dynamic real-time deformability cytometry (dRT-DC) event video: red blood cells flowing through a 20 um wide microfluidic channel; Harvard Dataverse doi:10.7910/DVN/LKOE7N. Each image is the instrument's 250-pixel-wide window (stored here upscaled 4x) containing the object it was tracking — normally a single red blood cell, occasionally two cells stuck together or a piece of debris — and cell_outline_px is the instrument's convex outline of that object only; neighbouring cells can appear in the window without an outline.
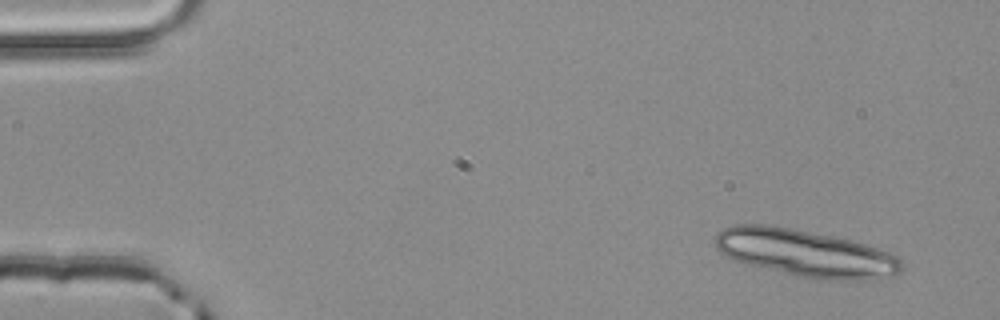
{"species": "common noctule bat (a hibernating species)", "species_latin": "Nyctalus noctula", "temperature_condition": "room temperature", "stored_images_in_passage": 3, "camera_frame_rate_fps": 3000, "um_per_image_px": 0.085, "animal": {"sex": "male", "body_mass_g": 20.4}, "frame": {"image": 1, "passage_image": 1, "time_ms": 0.0, "image_size_px": [1000, 320], "cell_outline_px": [[904, 264], [900, 272], [896, 276], [872, 280], [816, 280], [796, 276], [748, 264], [736, 260], [720, 252], [716, 248], [716, 232], [732, 224], [764, 224], [788, 228], [832, 236], [852, 240], [888, 252], [896, 256]], "centroid_in_image_um": [68.49, 21.54], "position_along_channel_um": 16.5, "area_um2": 51.33}}